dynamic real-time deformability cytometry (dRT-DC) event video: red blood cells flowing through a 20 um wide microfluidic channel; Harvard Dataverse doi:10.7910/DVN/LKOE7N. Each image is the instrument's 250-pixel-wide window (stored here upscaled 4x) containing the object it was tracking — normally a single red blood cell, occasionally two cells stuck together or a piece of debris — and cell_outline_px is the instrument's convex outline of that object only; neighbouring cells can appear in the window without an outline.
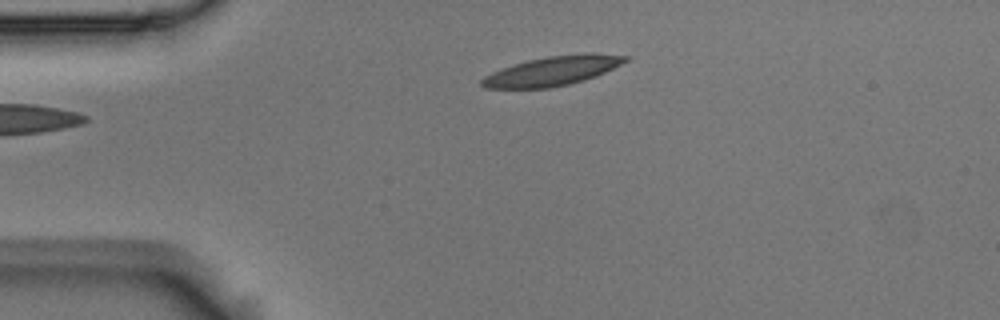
{"species": "Egyptian fruit bat (a non-hibernating species)", "species_latin": "Rousettus aegyptiacus", "temperature_condition": "room temperature", "stored_images_in_passage": 3, "camera_frame_rate_fps": 3000, "um_per_image_px": 0.085, "animal": {"sex": "male"}, "frame": {"image": 1, "passage_image": 3, "time_ms": 0.667, "image_size_px": [1000, 320], "cell_outline_px": [[632, 56], [628, 60], [596, 76], [584, 80], [568, 84], [548, 88], [484, 88], [480, 84], [480, 80], [484, 76], [492, 72], [512, 64], [528, 60], [548, 56], [584, 52], [596, 52]], "centroid_in_image_um": [46.98, 6.01], "position_along_channel_um": 38.0, "area_um2": 24.74}}